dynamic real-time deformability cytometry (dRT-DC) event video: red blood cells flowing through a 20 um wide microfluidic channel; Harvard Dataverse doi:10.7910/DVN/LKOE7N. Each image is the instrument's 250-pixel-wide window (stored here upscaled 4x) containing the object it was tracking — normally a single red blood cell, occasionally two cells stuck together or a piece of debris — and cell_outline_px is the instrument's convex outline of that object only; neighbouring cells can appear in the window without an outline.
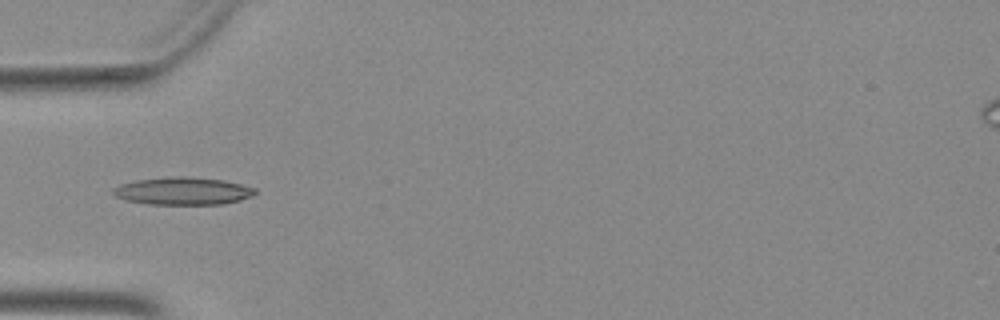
{"species": "Egyptian fruit bat (a non-hibernating species)", "species_latin": "Rousettus aegyptiacus", "temperature_condition": "warm", "stored_images_in_passage": 23, "camera_frame_rate_fps": 3000, "um_per_image_px": 0.085, "animal": {"sex": "female"}, "frame": {"image": 1, "passage_image": 1, "time_ms": 0.0, "image_size_px": [1000, 320], "cell_outline_px": [[256, 192], [252, 196], [240, 200], [224, 204], [148, 204], [124, 200], [112, 196], [112, 188], [120, 184], [136, 180], [168, 176], [188, 176], [224, 180], [256, 188]], "centroid_in_image_um": [15.5, 16.23], "position_along_channel_um": 69.5, "area_um2": 23.12}}
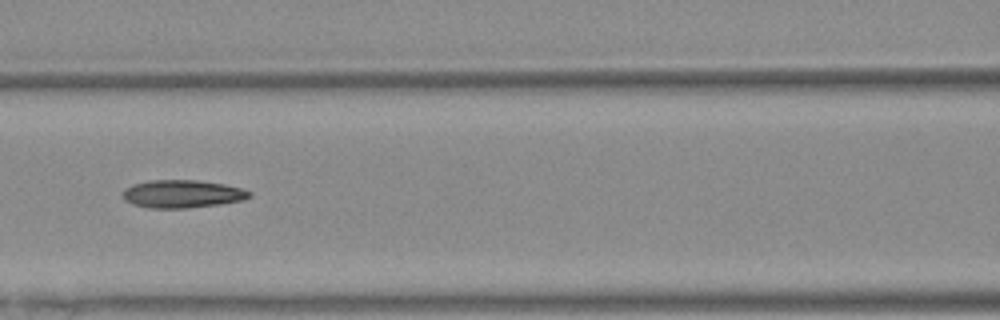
{"frame": {"image": 2, "passage_image": 7, "time_ms": 2.0, "image_size_px": [1000, 320], "cell_outline_px": [[252, 196], [244, 200], [220, 204], [184, 208], [148, 208], [132, 204], [124, 196], [124, 188], [132, 184], [148, 180], [196, 180], [224, 184], [240, 188], [252, 192]], "centroid_in_image_um": [15.51, 16.48], "position_along_channel_um": 151.1, "area_um2": 20.52}}
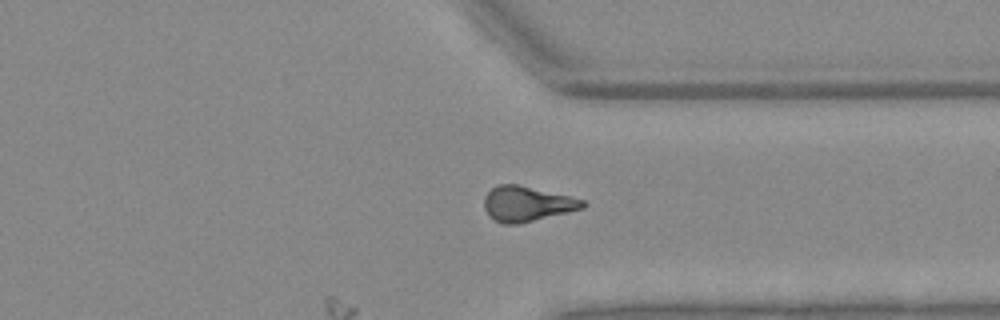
{"frame": {"image": 3, "passage_image": 23, "time_ms": 7.333, "image_size_px": [1000, 320], "cell_outline_px": [[584, 208], [520, 224], [504, 224], [488, 216], [484, 208], [484, 196], [492, 188], [500, 184], [516, 184], [568, 196], [584, 200]], "centroid_in_image_um": [44.75, 17.34], "position_along_channel_um": 366.7, "area_um2": 19.94}}